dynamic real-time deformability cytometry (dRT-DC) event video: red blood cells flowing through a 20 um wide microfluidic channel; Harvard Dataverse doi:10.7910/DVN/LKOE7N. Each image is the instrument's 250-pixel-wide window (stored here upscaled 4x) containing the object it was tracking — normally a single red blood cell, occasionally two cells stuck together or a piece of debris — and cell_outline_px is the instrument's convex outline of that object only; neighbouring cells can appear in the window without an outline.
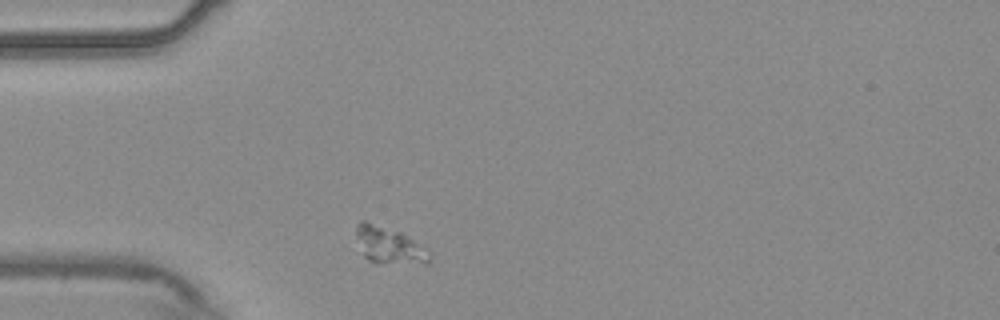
{"species": "common noctule bat (a hibernating species)", "species_latin": "Nyctalus noctula", "temperature_condition": "warm", "stored_images_in_passage": 36, "camera_frame_rate_fps": 3000, "um_per_image_px": 0.085, "animal": {"sex": "male", "body_mass_g": 20.4}, "frame": {"image": 1, "passage_image": 1, "time_ms": 0.0, "image_size_px": [1000, 320], "cell_outline_px": [[432, 260], [424, 264], [376, 264], [368, 260], [364, 256], [356, 236], [356, 224], [360, 220], [368, 220], [400, 232], [428, 248], [432, 252]], "centroid_in_image_um": [33.12, 20.87], "position_along_channel_um": 51.9, "area_um2": 16.36}}
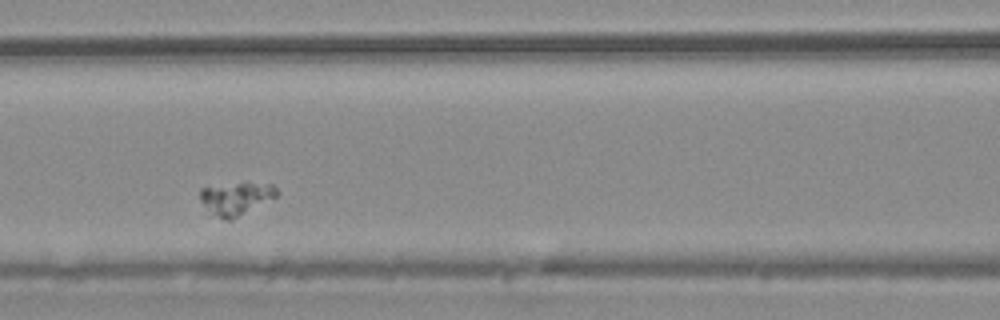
{"frame": {"image": 2, "passage_image": 10, "time_ms": 3.0, "image_size_px": [1000, 320], "cell_outline_px": [[280, 192], [276, 196], [232, 220], [228, 220], [208, 216], [200, 200], [200, 188], [236, 184], [272, 184]], "centroid_in_image_um": [19.98, 16.92], "position_along_channel_um": 146.6, "area_um2": 14.51}}
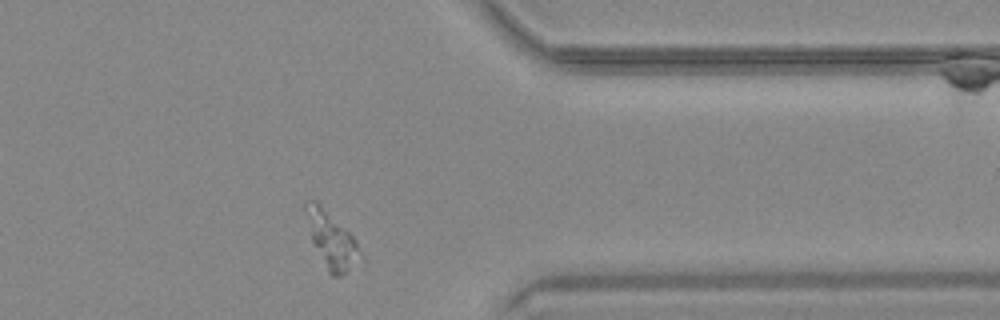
{"frame": {"image": 3, "passage_image": 31, "time_ms": 10.0, "image_size_px": [1000, 320], "cell_outline_px": [[360, 252], [348, 268], [340, 276], [332, 276], [328, 272], [312, 240], [304, 208], [304, 204], [308, 200], [316, 200], [356, 240]], "centroid_in_image_um": [28.1, 20.33], "position_along_channel_um": 383.3, "area_um2": 16.59}}